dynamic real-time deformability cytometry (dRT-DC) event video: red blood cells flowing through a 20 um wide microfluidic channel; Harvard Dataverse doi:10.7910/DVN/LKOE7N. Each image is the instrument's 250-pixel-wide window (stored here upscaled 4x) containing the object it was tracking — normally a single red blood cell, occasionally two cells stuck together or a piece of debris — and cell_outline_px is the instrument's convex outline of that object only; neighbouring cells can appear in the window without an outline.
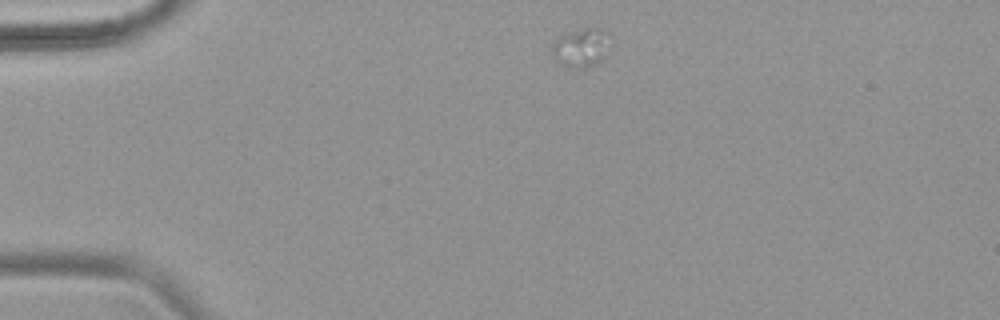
{"species": "common noctule bat (a hibernating species)", "species_latin": "Nyctalus noctula", "temperature_condition": "warm", "stored_images_in_passage": 18, "camera_frame_rate_fps": 3000, "um_per_image_px": 0.085, "animal": {"sex": "female", "body_mass_g": 18.4}, "frame": {"image": 1, "passage_image": 1, "time_ms": 0.0, "image_size_px": [1000, 320], "cell_outline_px": [[612, 48], [600, 60], [588, 68], [572, 68], [560, 64], [552, 56], [552, 44], [556, 36], [568, 32], [584, 28], [604, 28], [608, 32]], "centroid_in_image_um": [49.42, 4.03], "position_along_channel_um": 35.6, "area_um2": 13.64}}